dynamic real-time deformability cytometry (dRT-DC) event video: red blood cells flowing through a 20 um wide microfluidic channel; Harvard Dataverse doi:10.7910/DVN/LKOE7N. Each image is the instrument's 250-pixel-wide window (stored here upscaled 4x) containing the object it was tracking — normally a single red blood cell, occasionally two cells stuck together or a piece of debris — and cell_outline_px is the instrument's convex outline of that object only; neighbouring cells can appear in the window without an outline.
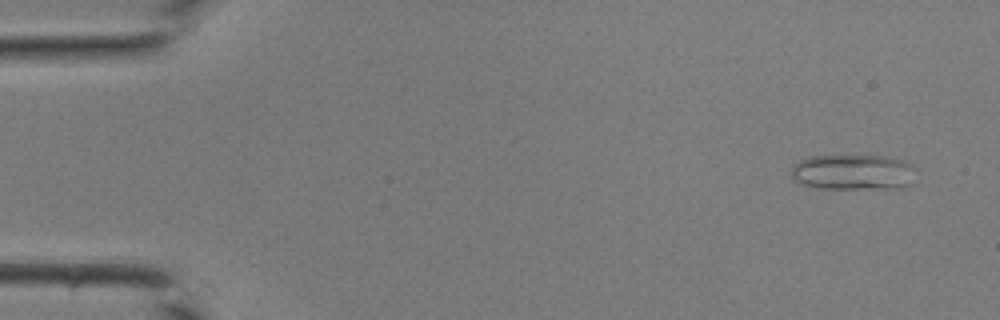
{"species": "common noctule bat (a hibernating species)", "species_latin": "Nyctalus noctula", "temperature_condition": "room temperature", "stored_images_in_passage": 42, "camera_frame_rate_fps": 3000, "um_per_image_px": 0.085, "animal": {"sex": "male", "body_mass_g": 19.0, "forearm_length_mm": 50.8}, "frame": {"image": 1, "passage_image": 3, "time_ms": 0.667, "image_size_px": [1000, 320], "cell_outline_px": [[916, 168], [912, 184], [904, 188], [816, 188], [800, 184], [792, 180], [792, 164], [808, 156], [884, 156], [904, 160], [912, 164]], "centroid_in_image_um": [72.53, 14.64], "position_along_channel_um": 12.5, "area_um2": 26.24}}
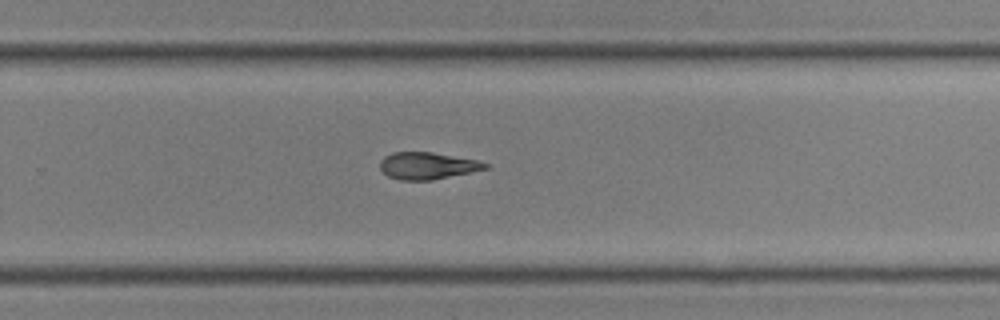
{"frame": {"image": 2, "passage_image": 28, "time_ms": 9.0, "image_size_px": [1000, 320], "cell_outline_px": [[488, 168], [472, 172], [432, 180], [400, 180], [388, 176], [380, 168], [380, 160], [384, 156], [392, 152], [432, 152], [476, 160], [488, 164]], "centroid_in_image_um": [36.3, 14.09], "position_along_channel_um": 293.5, "area_um2": 16.47}}
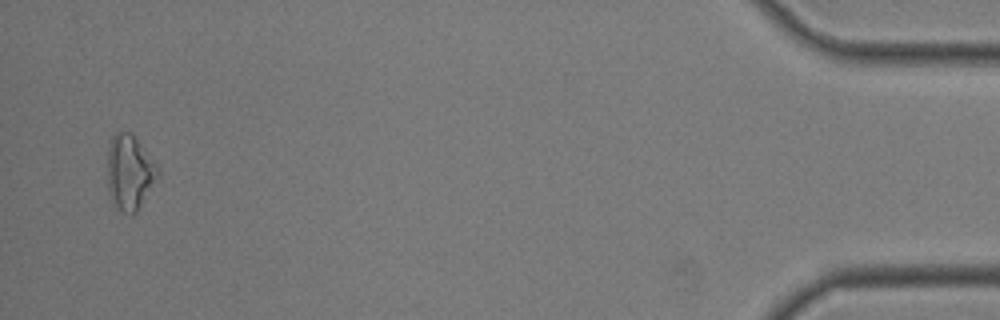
{"frame": {"image": 3, "passage_image": 41, "time_ms": 13.333, "image_size_px": [1000, 320], "cell_outline_px": [[160, 172], [136, 212], [132, 216], [120, 212], [108, 192], [108, 148], [112, 136], [116, 132], [132, 132], [160, 168]], "centroid_in_image_um": [11.02, 14.63], "position_along_channel_um": 424.2, "area_um2": 21.96}}